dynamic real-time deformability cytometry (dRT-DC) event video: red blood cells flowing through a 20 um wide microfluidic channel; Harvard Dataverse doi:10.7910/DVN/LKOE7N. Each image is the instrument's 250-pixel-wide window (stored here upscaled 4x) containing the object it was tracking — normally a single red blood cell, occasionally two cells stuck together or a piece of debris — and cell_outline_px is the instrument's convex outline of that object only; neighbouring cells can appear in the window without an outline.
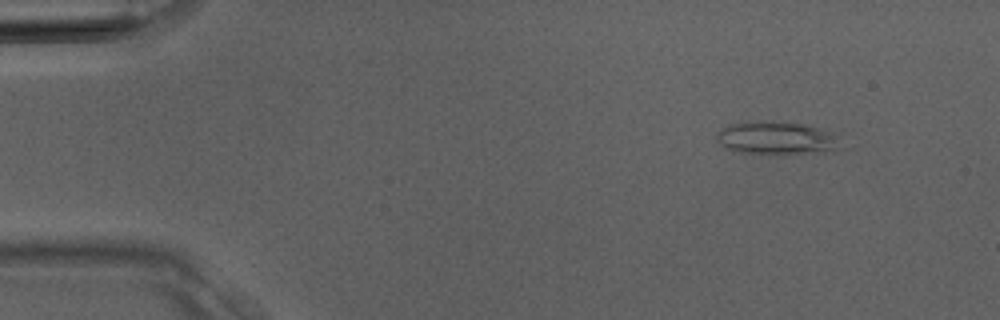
{"species": "Egyptian fruit bat (a non-hibernating species)", "species_latin": "Rousettus aegyptiacus", "temperature_condition": "room temperature", "stored_images_in_passage": 37, "camera_frame_rate_fps": 3000, "um_per_image_px": 0.085, "animal": {"sex": "male"}, "frame": {"image": 1, "passage_image": 4, "time_ms": 1.0, "image_size_px": [1000, 320], "cell_outline_px": [[832, 148], [824, 152], [780, 156], [744, 152], [728, 148], [720, 144], [716, 140], [716, 132], [732, 124], [772, 120], [804, 124], [828, 132], [832, 144]], "centroid_in_image_um": [65.83, 11.75], "position_along_channel_um": 19.2, "area_um2": 23.12}}
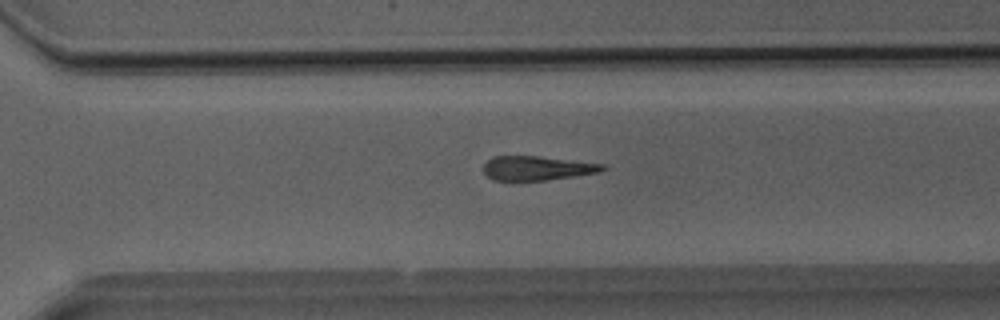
{"frame": {"image": 2, "passage_image": 26, "time_ms": 8.333, "image_size_px": [1000, 320], "cell_outline_px": [[608, 168], [600, 172], [544, 180], [492, 180], [484, 172], [484, 164], [492, 156], [536, 156], [604, 164]], "centroid_in_image_um": [45.64, 14.29], "position_along_channel_um": 325.0, "area_um2": 16.59}}
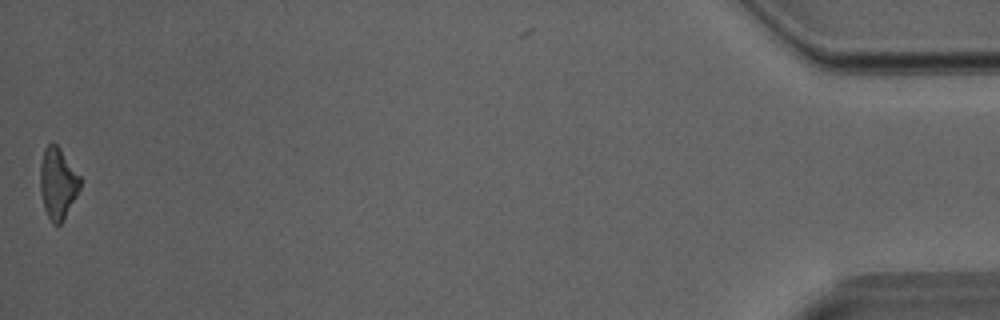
{"frame": {"image": 3, "passage_image": 37, "time_ms": 12.0, "image_size_px": [1000, 320], "cell_outline_px": [[80, 188], [64, 220], [60, 224], [52, 224], [44, 208], [40, 192], [40, 164], [44, 148], [52, 140], [60, 148], [80, 176]], "centroid_in_image_um": [4.89, 15.56], "position_along_channel_um": 430.3, "area_um2": 16.65}}